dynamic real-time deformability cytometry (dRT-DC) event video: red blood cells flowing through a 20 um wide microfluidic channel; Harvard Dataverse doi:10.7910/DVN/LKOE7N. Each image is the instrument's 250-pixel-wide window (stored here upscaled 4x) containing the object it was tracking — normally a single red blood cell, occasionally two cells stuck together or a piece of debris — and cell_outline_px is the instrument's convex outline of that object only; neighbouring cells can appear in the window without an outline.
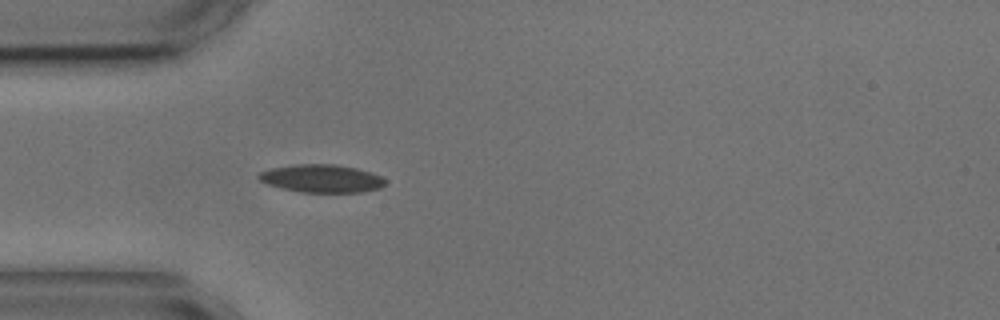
{"species": "common noctule bat (a hibernating species)", "species_latin": "Nyctalus noctula", "temperature_condition": "cold", "stored_images_in_passage": 5, "camera_frame_rate_fps": 3000, "um_per_image_px": 0.085, "animal": {"sex": "male", "body_mass_g": 17.9, "forearm_length_mm": 54.2}, "frame": {"image": 1, "passage_image": 5, "time_ms": 4.667, "image_size_px": [1000, 320], "cell_outline_px": [[388, 180], [380, 188], [364, 192], [300, 192], [268, 184], [260, 180], [256, 176], [260, 172], [268, 168], [292, 164], [336, 164], [356, 168], [372, 172]], "centroid_in_image_um": [27.35, 15.16], "position_along_channel_um": 57.7, "area_um2": 20.75}}